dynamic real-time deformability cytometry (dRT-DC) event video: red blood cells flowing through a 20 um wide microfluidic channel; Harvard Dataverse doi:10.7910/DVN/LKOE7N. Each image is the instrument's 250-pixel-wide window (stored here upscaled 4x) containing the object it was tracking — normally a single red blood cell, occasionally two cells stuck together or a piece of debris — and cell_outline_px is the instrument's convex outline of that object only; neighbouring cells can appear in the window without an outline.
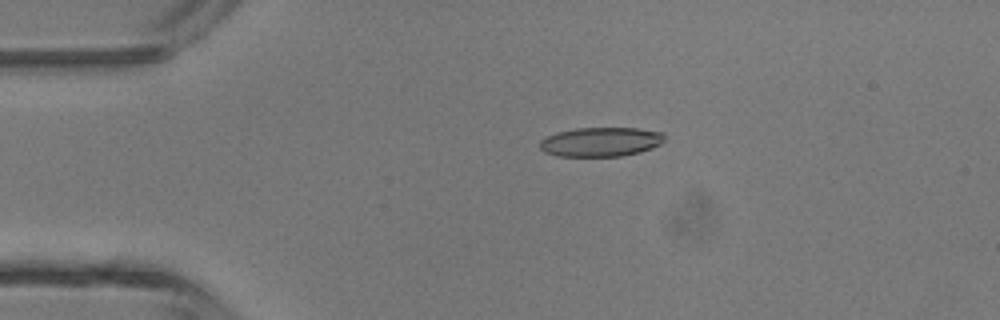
{"species": "common noctule bat (a hibernating species)", "species_latin": "Nyctalus noctula", "temperature_condition": "room temperature", "stored_images_in_passage": 4, "camera_frame_rate_fps": 3000, "um_per_image_px": 0.085, "animal": {"sex": "male", "body_mass_g": 13.3}, "frame": {"image": 1, "passage_image": 3, "time_ms": 2.333, "image_size_px": [1000, 320], "cell_outline_px": [[664, 140], [660, 144], [652, 148], [640, 152], [620, 156], [556, 156], [544, 152], [540, 148], [540, 140], [556, 132], [576, 128], [636, 128], [664, 132]], "centroid_in_image_um": [51.06, 12.06], "position_along_channel_um": 33.9, "area_um2": 21.33}}